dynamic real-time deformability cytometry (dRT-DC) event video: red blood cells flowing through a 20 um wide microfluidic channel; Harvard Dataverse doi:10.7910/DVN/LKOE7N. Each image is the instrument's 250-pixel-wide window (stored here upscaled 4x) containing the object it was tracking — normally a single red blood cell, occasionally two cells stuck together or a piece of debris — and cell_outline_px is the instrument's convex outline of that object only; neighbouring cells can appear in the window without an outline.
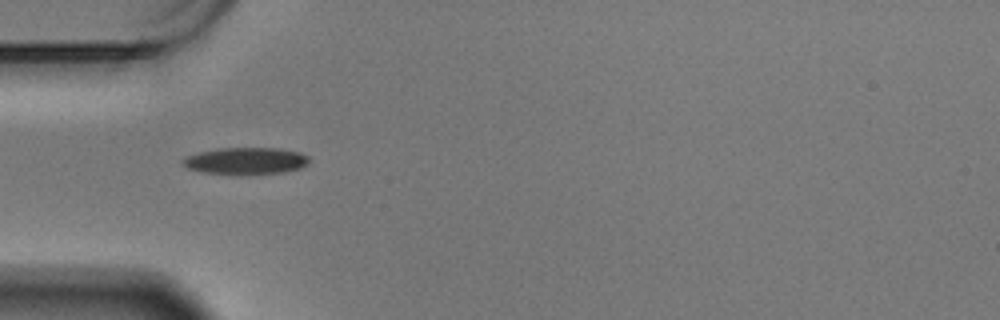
{"species": "Egyptian fruit bat (a non-hibernating species)", "species_latin": "Rousettus aegyptiacus", "temperature_condition": "warm", "stored_images_in_passage": 41, "camera_frame_rate_fps": 3000, "um_per_image_px": 0.085, "animal": {"sex": "male"}, "frame": {"image": 1, "passage_image": 1, "time_ms": 0.0, "image_size_px": [1000, 320], "cell_outline_px": [[308, 164], [300, 168], [284, 172], [204, 172], [188, 168], [180, 164], [180, 160], [184, 156], [200, 152], [220, 148], [280, 148], [300, 152], [308, 156]], "centroid_in_image_um": [20.87, 13.63], "position_along_channel_um": 64.1, "area_um2": 19.13}}
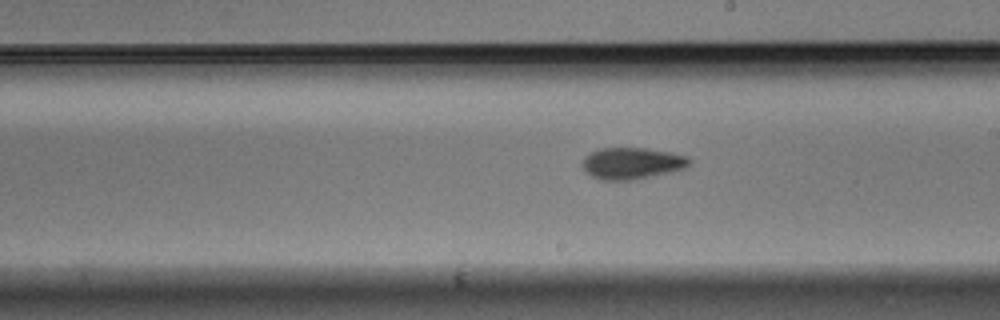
{"frame": {"image": 2, "passage_image": 16, "time_ms": 5.0, "image_size_px": [1000, 320], "cell_outline_px": [[692, 160], [684, 168], [668, 172], [632, 180], [600, 180], [592, 176], [580, 164], [584, 156], [600, 148], [644, 148], [668, 152], [688, 156]], "centroid_in_image_um": [53.68, 13.87], "position_along_channel_um": 235.3, "area_um2": 19.48}}
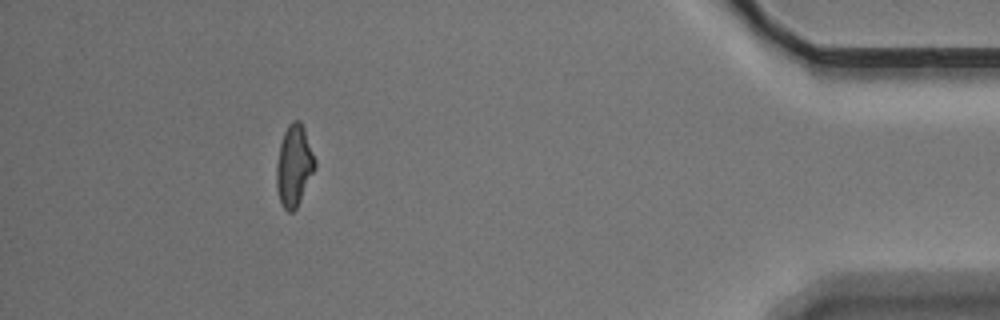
{"frame": {"image": 3, "passage_image": 36, "time_ms": 11.667, "image_size_px": [1000, 320], "cell_outline_px": [[316, 168], [296, 208], [292, 212], [288, 212], [284, 208], [280, 200], [276, 188], [276, 164], [280, 144], [284, 132], [288, 124], [292, 120], [300, 120], [304, 128], [316, 160]], "centroid_in_image_um": [25.0, 14.06], "position_along_channel_um": 410.2, "area_um2": 18.26}, "authors_computed_cell_mechanics": {"area_um2": 18.6694, "velocity_mm_per_s": 3.4313, "shape_relaxation_time_tau1_ms": 7.0967, "shape_relaxation_time_tau2_ms": 4.3166, "deformation_change_tau1": 0.1631, "deformation_change_tau2": 0.1096}}